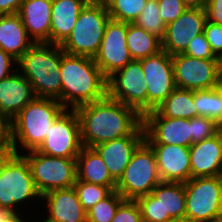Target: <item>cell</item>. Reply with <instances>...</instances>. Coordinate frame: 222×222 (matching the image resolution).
<instances>
[{"label":"cell","mask_w":222,"mask_h":222,"mask_svg":"<svg viewBox=\"0 0 222 222\" xmlns=\"http://www.w3.org/2000/svg\"><path fill=\"white\" fill-rule=\"evenodd\" d=\"M80 121L81 142L94 146L130 136L141 124L142 116L132 107L106 96L75 109Z\"/></svg>","instance_id":"6da1fadb"},{"label":"cell","mask_w":222,"mask_h":222,"mask_svg":"<svg viewBox=\"0 0 222 222\" xmlns=\"http://www.w3.org/2000/svg\"><path fill=\"white\" fill-rule=\"evenodd\" d=\"M62 105L69 110L107 96V78L91 57L61 49Z\"/></svg>","instance_id":"7a4b0ae2"},{"label":"cell","mask_w":222,"mask_h":222,"mask_svg":"<svg viewBox=\"0 0 222 222\" xmlns=\"http://www.w3.org/2000/svg\"><path fill=\"white\" fill-rule=\"evenodd\" d=\"M65 110L57 99L35 97L11 121L12 152L37 150Z\"/></svg>","instance_id":"3957f363"},{"label":"cell","mask_w":222,"mask_h":222,"mask_svg":"<svg viewBox=\"0 0 222 222\" xmlns=\"http://www.w3.org/2000/svg\"><path fill=\"white\" fill-rule=\"evenodd\" d=\"M61 46L34 43L17 61V70L31 83L36 97L57 99L62 104Z\"/></svg>","instance_id":"277c9868"},{"label":"cell","mask_w":222,"mask_h":222,"mask_svg":"<svg viewBox=\"0 0 222 222\" xmlns=\"http://www.w3.org/2000/svg\"><path fill=\"white\" fill-rule=\"evenodd\" d=\"M41 197L42 195L36 188L27 159L22 154H15L13 152L1 154L0 207L7 208L14 213H23L25 211V214H30L33 211V214L38 215ZM32 203L33 207H36L35 205L37 204L39 205H37V208H32L30 206Z\"/></svg>","instance_id":"5b68a950"},{"label":"cell","mask_w":222,"mask_h":222,"mask_svg":"<svg viewBox=\"0 0 222 222\" xmlns=\"http://www.w3.org/2000/svg\"><path fill=\"white\" fill-rule=\"evenodd\" d=\"M110 19L104 2L90 0L80 12L71 34L60 45L61 49L71 55L94 58Z\"/></svg>","instance_id":"8992f818"},{"label":"cell","mask_w":222,"mask_h":222,"mask_svg":"<svg viewBox=\"0 0 222 222\" xmlns=\"http://www.w3.org/2000/svg\"><path fill=\"white\" fill-rule=\"evenodd\" d=\"M156 156L151 146L144 140L134 151L123 175L116 182L115 190L125 200H134L150 194L161 183Z\"/></svg>","instance_id":"52a82bcc"},{"label":"cell","mask_w":222,"mask_h":222,"mask_svg":"<svg viewBox=\"0 0 222 222\" xmlns=\"http://www.w3.org/2000/svg\"><path fill=\"white\" fill-rule=\"evenodd\" d=\"M185 222H217L222 213V175L190 178L184 183Z\"/></svg>","instance_id":"ba28073f"},{"label":"cell","mask_w":222,"mask_h":222,"mask_svg":"<svg viewBox=\"0 0 222 222\" xmlns=\"http://www.w3.org/2000/svg\"><path fill=\"white\" fill-rule=\"evenodd\" d=\"M29 164L41 195L55 189L72 188L77 179L76 158L53 157L32 150L22 154Z\"/></svg>","instance_id":"9c48e42d"},{"label":"cell","mask_w":222,"mask_h":222,"mask_svg":"<svg viewBox=\"0 0 222 222\" xmlns=\"http://www.w3.org/2000/svg\"><path fill=\"white\" fill-rule=\"evenodd\" d=\"M141 60H132L107 78V96L134 108L141 116L147 113V85Z\"/></svg>","instance_id":"30bf717a"},{"label":"cell","mask_w":222,"mask_h":222,"mask_svg":"<svg viewBox=\"0 0 222 222\" xmlns=\"http://www.w3.org/2000/svg\"><path fill=\"white\" fill-rule=\"evenodd\" d=\"M83 145L80 121L75 110L66 109L54 122L38 152L62 158H76Z\"/></svg>","instance_id":"8fae6325"},{"label":"cell","mask_w":222,"mask_h":222,"mask_svg":"<svg viewBox=\"0 0 222 222\" xmlns=\"http://www.w3.org/2000/svg\"><path fill=\"white\" fill-rule=\"evenodd\" d=\"M147 85V112L158 106L176 89L172 56L164 50L141 59Z\"/></svg>","instance_id":"7c38bea8"},{"label":"cell","mask_w":222,"mask_h":222,"mask_svg":"<svg viewBox=\"0 0 222 222\" xmlns=\"http://www.w3.org/2000/svg\"><path fill=\"white\" fill-rule=\"evenodd\" d=\"M176 88L202 90L216 88L222 60L194 58L185 54L172 56Z\"/></svg>","instance_id":"4fadbf2b"},{"label":"cell","mask_w":222,"mask_h":222,"mask_svg":"<svg viewBox=\"0 0 222 222\" xmlns=\"http://www.w3.org/2000/svg\"><path fill=\"white\" fill-rule=\"evenodd\" d=\"M127 23L110 19L106 24L99 50L93 60L108 78L132 61L126 43Z\"/></svg>","instance_id":"5bb4252c"},{"label":"cell","mask_w":222,"mask_h":222,"mask_svg":"<svg viewBox=\"0 0 222 222\" xmlns=\"http://www.w3.org/2000/svg\"><path fill=\"white\" fill-rule=\"evenodd\" d=\"M145 141L148 144H167L184 147L193 145L190 119L163 117L156 110L142 116Z\"/></svg>","instance_id":"9a60e30c"},{"label":"cell","mask_w":222,"mask_h":222,"mask_svg":"<svg viewBox=\"0 0 222 222\" xmlns=\"http://www.w3.org/2000/svg\"><path fill=\"white\" fill-rule=\"evenodd\" d=\"M206 20L205 9L187 8L175 21L166 25L162 50L171 56L183 54L189 42L203 33Z\"/></svg>","instance_id":"2e32d148"},{"label":"cell","mask_w":222,"mask_h":222,"mask_svg":"<svg viewBox=\"0 0 222 222\" xmlns=\"http://www.w3.org/2000/svg\"><path fill=\"white\" fill-rule=\"evenodd\" d=\"M41 203L43 209L39 208L42 213L38 212L37 222H87V213L74 187L48 191L42 195Z\"/></svg>","instance_id":"e0dca14e"},{"label":"cell","mask_w":222,"mask_h":222,"mask_svg":"<svg viewBox=\"0 0 222 222\" xmlns=\"http://www.w3.org/2000/svg\"><path fill=\"white\" fill-rule=\"evenodd\" d=\"M144 140V128L141 124L130 136L106 141L93 148L99 153L108 168L109 174L117 182L123 175L134 151Z\"/></svg>","instance_id":"ac0fdd59"},{"label":"cell","mask_w":222,"mask_h":222,"mask_svg":"<svg viewBox=\"0 0 222 222\" xmlns=\"http://www.w3.org/2000/svg\"><path fill=\"white\" fill-rule=\"evenodd\" d=\"M153 149L162 182L185 183L191 178L189 147L149 144Z\"/></svg>","instance_id":"d6986e66"},{"label":"cell","mask_w":222,"mask_h":222,"mask_svg":"<svg viewBox=\"0 0 222 222\" xmlns=\"http://www.w3.org/2000/svg\"><path fill=\"white\" fill-rule=\"evenodd\" d=\"M191 178L222 175V135L194 143L190 148Z\"/></svg>","instance_id":"ffe728a7"},{"label":"cell","mask_w":222,"mask_h":222,"mask_svg":"<svg viewBox=\"0 0 222 222\" xmlns=\"http://www.w3.org/2000/svg\"><path fill=\"white\" fill-rule=\"evenodd\" d=\"M35 97L31 83L16 70L0 81V114L12 121Z\"/></svg>","instance_id":"44dd1931"},{"label":"cell","mask_w":222,"mask_h":222,"mask_svg":"<svg viewBox=\"0 0 222 222\" xmlns=\"http://www.w3.org/2000/svg\"><path fill=\"white\" fill-rule=\"evenodd\" d=\"M51 12L52 0H23L17 14L35 43H50Z\"/></svg>","instance_id":"7402d4cb"},{"label":"cell","mask_w":222,"mask_h":222,"mask_svg":"<svg viewBox=\"0 0 222 222\" xmlns=\"http://www.w3.org/2000/svg\"><path fill=\"white\" fill-rule=\"evenodd\" d=\"M90 0H52L50 43L61 45L71 34L78 16Z\"/></svg>","instance_id":"603a6c76"},{"label":"cell","mask_w":222,"mask_h":222,"mask_svg":"<svg viewBox=\"0 0 222 222\" xmlns=\"http://www.w3.org/2000/svg\"><path fill=\"white\" fill-rule=\"evenodd\" d=\"M35 42L18 14L0 15V48L18 61Z\"/></svg>","instance_id":"cb8c5ba5"},{"label":"cell","mask_w":222,"mask_h":222,"mask_svg":"<svg viewBox=\"0 0 222 222\" xmlns=\"http://www.w3.org/2000/svg\"><path fill=\"white\" fill-rule=\"evenodd\" d=\"M77 179L87 183L116 188V181L109 174L108 168L99 153L90 147H82L76 157Z\"/></svg>","instance_id":"d4e9b609"},{"label":"cell","mask_w":222,"mask_h":222,"mask_svg":"<svg viewBox=\"0 0 222 222\" xmlns=\"http://www.w3.org/2000/svg\"><path fill=\"white\" fill-rule=\"evenodd\" d=\"M151 194L160 202L162 218H172L175 222H185L186 194L184 183L161 182Z\"/></svg>","instance_id":"484cf974"},{"label":"cell","mask_w":222,"mask_h":222,"mask_svg":"<svg viewBox=\"0 0 222 222\" xmlns=\"http://www.w3.org/2000/svg\"><path fill=\"white\" fill-rule=\"evenodd\" d=\"M126 43L133 60H141L162 50L161 40L135 23H127Z\"/></svg>","instance_id":"4316f807"},{"label":"cell","mask_w":222,"mask_h":222,"mask_svg":"<svg viewBox=\"0 0 222 222\" xmlns=\"http://www.w3.org/2000/svg\"><path fill=\"white\" fill-rule=\"evenodd\" d=\"M163 117L186 118L197 117L193 100V90L176 88L156 109Z\"/></svg>","instance_id":"83f0119b"},{"label":"cell","mask_w":222,"mask_h":222,"mask_svg":"<svg viewBox=\"0 0 222 222\" xmlns=\"http://www.w3.org/2000/svg\"><path fill=\"white\" fill-rule=\"evenodd\" d=\"M193 100L197 116L212 119L218 125L222 123V95L216 88L193 91Z\"/></svg>","instance_id":"f1b7e54d"},{"label":"cell","mask_w":222,"mask_h":222,"mask_svg":"<svg viewBox=\"0 0 222 222\" xmlns=\"http://www.w3.org/2000/svg\"><path fill=\"white\" fill-rule=\"evenodd\" d=\"M147 0H105L104 3L112 20L134 23Z\"/></svg>","instance_id":"f546056e"},{"label":"cell","mask_w":222,"mask_h":222,"mask_svg":"<svg viewBox=\"0 0 222 222\" xmlns=\"http://www.w3.org/2000/svg\"><path fill=\"white\" fill-rule=\"evenodd\" d=\"M158 7V0H147L143 11L134 23L162 41L165 36L166 24L159 14Z\"/></svg>","instance_id":"4dcf8cb0"},{"label":"cell","mask_w":222,"mask_h":222,"mask_svg":"<svg viewBox=\"0 0 222 222\" xmlns=\"http://www.w3.org/2000/svg\"><path fill=\"white\" fill-rule=\"evenodd\" d=\"M125 201L123 196L113 190L107 197L100 200L87 213V222H111L118 207Z\"/></svg>","instance_id":"1f68e13d"},{"label":"cell","mask_w":222,"mask_h":222,"mask_svg":"<svg viewBox=\"0 0 222 222\" xmlns=\"http://www.w3.org/2000/svg\"><path fill=\"white\" fill-rule=\"evenodd\" d=\"M73 187L86 212L113 191L110 187L87 183L78 179H76Z\"/></svg>","instance_id":"d6a6232c"},{"label":"cell","mask_w":222,"mask_h":222,"mask_svg":"<svg viewBox=\"0 0 222 222\" xmlns=\"http://www.w3.org/2000/svg\"><path fill=\"white\" fill-rule=\"evenodd\" d=\"M192 143L212 138L219 132V125L212 119L197 116L190 119Z\"/></svg>","instance_id":"836d02e7"},{"label":"cell","mask_w":222,"mask_h":222,"mask_svg":"<svg viewBox=\"0 0 222 222\" xmlns=\"http://www.w3.org/2000/svg\"><path fill=\"white\" fill-rule=\"evenodd\" d=\"M143 222H175L172 218H162L160 202L150 193L136 200Z\"/></svg>","instance_id":"e575fe53"},{"label":"cell","mask_w":222,"mask_h":222,"mask_svg":"<svg viewBox=\"0 0 222 222\" xmlns=\"http://www.w3.org/2000/svg\"><path fill=\"white\" fill-rule=\"evenodd\" d=\"M183 54L200 59L221 60L210 48L204 32L198 34L189 42Z\"/></svg>","instance_id":"d590c367"},{"label":"cell","mask_w":222,"mask_h":222,"mask_svg":"<svg viewBox=\"0 0 222 222\" xmlns=\"http://www.w3.org/2000/svg\"><path fill=\"white\" fill-rule=\"evenodd\" d=\"M111 222H143L139 204L134 200H125Z\"/></svg>","instance_id":"8d00e7d4"},{"label":"cell","mask_w":222,"mask_h":222,"mask_svg":"<svg viewBox=\"0 0 222 222\" xmlns=\"http://www.w3.org/2000/svg\"><path fill=\"white\" fill-rule=\"evenodd\" d=\"M158 4L159 14L166 25L175 21L188 8L181 0H158Z\"/></svg>","instance_id":"74e56055"},{"label":"cell","mask_w":222,"mask_h":222,"mask_svg":"<svg viewBox=\"0 0 222 222\" xmlns=\"http://www.w3.org/2000/svg\"><path fill=\"white\" fill-rule=\"evenodd\" d=\"M203 32L212 51L222 60V26L206 20Z\"/></svg>","instance_id":"f35d334b"},{"label":"cell","mask_w":222,"mask_h":222,"mask_svg":"<svg viewBox=\"0 0 222 222\" xmlns=\"http://www.w3.org/2000/svg\"><path fill=\"white\" fill-rule=\"evenodd\" d=\"M12 153L11 121L0 114V155Z\"/></svg>","instance_id":"ab89813d"},{"label":"cell","mask_w":222,"mask_h":222,"mask_svg":"<svg viewBox=\"0 0 222 222\" xmlns=\"http://www.w3.org/2000/svg\"><path fill=\"white\" fill-rule=\"evenodd\" d=\"M204 9L207 21L222 26V0H207Z\"/></svg>","instance_id":"60d3db41"},{"label":"cell","mask_w":222,"mask_h":222,"mask_svg":"<svg viewBox=\"0 0 222 222\" xmlns=\"http://www.w3.org/2000/svg\"><path fill=\"white\" fill-rule=\"evenodd\" d=\"M17 70V61L0 48V81Z\"/></svg>","instance_id":"b9f144b4"},{"label":"cell","mask_w":222,"mask_h":222,"mask_svg":"<svg viewBox=\"0 0 222 222\" xmlns=\"http://www.w3.org/2000/svg\"><path fill=\"white\" fill-rule=\"evenodd\" d=\"M35 218L38 217H36V215H32V213L29 216V214L26 215L25 213H14L7 208L0 207V222H37Z\"/></svg>","instance_id":"7bdbcfd3"},{"label":"cell","mask_w":222,"mask_h":222,"mask_svg":"<svg viewBox=\"0 0 222 222\" xmlns=\"http://www.w3.org/2000/svg\"><path fill=\"white\" fill-rule=\"evenodd\" d=\"M23 0H0V15L17 14Z\"/></svg>","instance_id":"ee69618b"},{"label":"cell","mask_w":222,"mask_h":222,"mask_svg":"<svg viewBox=\"0 0 222 222\" xmlns=\"http://www.w3.org/2000/svg\"><path fill=\"white\" fill-rule=\"evenodd\" d=\"M181 1L188 8L204 9L207 3V0H181Z\"/></svg>","instance_id":"f6af8a7d"},{"label":"cell","mask_w":222,"mask_h":222,"mask_svg":"<svg viewBox=\"0 0 222 222\" xmlns=\"http://www.w3.org/2000/svg\"><path fill=\"white\" fill-rule=\"evenodd\" d=\"M216 89L222 95V64H221L219 72H218Z\"/></svg>","instance_id":"bcb514c9"},{"label":"cell","mask_w":222,"mask_h":222,"mask_svg":"<svg viewBox=\"0 0 222 222\" xmlns=\"http://www.w3.org/2000/svg\"><path fill=\"white\" fill-rule=\"evenodd\" d=\"M219 132H220L221 135H222V123L219 125Z\"/></svg>","instance_id":"7dc6e473"},{"label":"cell","mask_w":222,"mask_h":222,"mask_svg":"<svg viewBox=\"0 0 222 222\" xmlns=\"http://www.w3.org/2000/svg\"><path fill=\"white\" fill-rule=\"evenodd\" d=\"M217 222H222V213L220 214Z\"/></svg>","instance_id":"c3c4849f"}]
</instances>
